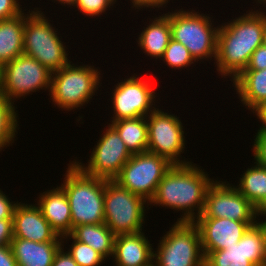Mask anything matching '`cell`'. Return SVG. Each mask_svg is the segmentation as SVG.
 <instances>
[{
  "label": "cell",
  "mask_w": 266,
  "mask_h": 266,
  "mask_svg": "<svg viewBox=\"0 0 266 266\" xmlns=\"http://www.w3.org/2000/svg\"><path fill=\"white\" fill-rule=\"evenodd\" d=\"M261 10L251 9L219 25L214 65L222 78L234 80L247 68L252 53L263 45L266 12Z\"/></svg>",
  "instance_id": "6da1fadb"
},
{
  "label": "cell",
  "mask_w": 266,
  "mask_h": 266,
  "mask_svg": "<svg viewBox=\"0 0 266 266\" xmlns=\"http://www.w3.org/2000/svg\"><path fill=\"white\" fill-rule=\"evenodd\" d=\"M198 166L193 162L173 165L158 184L149 205L181 211L183 216L177 222H194L203 212L207 189L214 181Z\"/></svg>",
  "instance_id": "7a4b0ae2"
},
{
  "label": "cell",
  "mask_w": 266,
  "mask_h": 266,
  "mask_svg": "<svg viewBox=\"0 0 266 266\" xmlns=\"http://www.w3.org/2000/svg\"><path fill=\"white\" fill-rule=\"evenodd\" d=\"M59 185L67 195L72 230L84 224L104 223L105 179L85 174L73 161Z\"/></svg>",
  "instance_id": "3957f363"
},
{
  "label": "cell",
  "mask_w": 266,
  "mask_h": 266,
  "mask_svg": "<svg viewBox=\"0 0 266 266\" xmlns=\"http://www.w3.org/2000/svg\"><path fill=\"white\" fill-rule=\"evenodd\" d=\"M70 61L62 69L52 72L50 98L62 111H71L88 104L101 87V71L94 65H76Z\"/></svg>",
  "instance_id": "277c9868"
},
{
  "label": "cell",
  "mask_w": 266,
  "mask_h": 266,
  "mask_svg": "<svg viewBox=\"0 0 266 266\" xmlns=\"http://www.w3.org/2000/svg\"><path fill=\"white\" fill-rule=\"evenodd\" d=\"M34 8L29 9L24 23L23 54L33 57L51 72L62 69L70 60L68 49L58 36V29L51 25L46 15Z\"/></svg>",
  "instance_id": "5b68a950"
},
{
  "label": "cell",
  "mask_w": 266,
  "mask_h": 266,
  "mask_svg": "<svg viewBox=\"0 0 266 266\" xmlns=\"http://www.w3.org/2000/svg\"><path fill=\"white\" fill-rule=\"evenodd\" d=\"M208 15L183 8L170 12L172 39L182 43L197 63L207 58L216 59L219 25L214 27V21Z\"/></svg>",
  "instance_id": "8992f818"
},
{
  "label": "cell",
  "mask_w": 266,
  "mask_h": 266,
  "mask_svg": "<svg viewBox=\"0 0 266 266\" xmlns=\"http://www.w3.org/2000/svg\"><path fill=\"white\" fill-rule=\"evenodd\" d=\"M148 205L142 196L105 179L104 223L115 235L142 232Z\"/></svg>",
  "instance_id": "52a82bcc"
},
{
  "label": "cell",
  "mask_w": 266,
  "mask_h": 266,
  "mask_svg": "<svg viewBox=\"0 0 266 266\" xmlns=\"http://www.w3.org/2000/svg\"><path fill=\"white\" fill-rule=\"evenodd\" d=\"M153 251V266H205L200 234L193 222H177Z\"/></svg>",
  "instance_id": "ba28073f"
},
{
  "label": "cell",
  "mask_w": 266,
  "mask_h": 266,
  "mask_svg": "<svg viewBox=\"0 0 266 266\" xmlns=\"http://www.w3.org/2000/svg\"><path fill=\"white\" fill-rule=\"evenodd\" d=\"M52 72L39 61L21 54L3 65L0 93L12 104L39 90L50 92Z\"/></svg>",
  "instance_id": "9c48e42d"
},
{
  "label": "cell",
  "mask_w": 266,
  "mask_h": 266,
  "mask_svg": "<svg viewBox=\"0 0 266 266\" xmlns=\"http://www.w3.org/2000/svg\"><path fill=\"white\" fill-rule=\"evenodd\" d=\"M147 152L167 159L173 165H184L192 161L181 160L186 148L184 126L179 117L155 108L147 117ZM181 155V156H180Z\"/></svg>",
  "instance_id": "30bf717a"
},
{
  "label": "cell",
  "mask_w": 266,
  "mask_h": 266,
  "mask_svg": "<svg viewBox=\"0 0 266 266\" xmlns=\"http://www.w3.org/2000/svg\"><path fill=\"white\" fill-rule=\"evenodd\" d=\"M172 166L167 159L150 152L132 154L113 180L150 202L158 184Z\"/></svg>",
  "instance_id": "8fae6325"
},
{
  "label": "cell",
  "mask_w": 266,
  "mask_h": 266,
  "mask_svg": "<svg viewBox=\"0 0 266 266\" xmlns=\"http://www.w3.org/2000/svg\"><path fill=\"white\" fill-rule=\"evenodd\" d=\"M152 84L147 79H140L135 73L130 78L116 83L110 97L112 99L111 109H114L110 122L147 117L156 106L157 93Z\"/></svg>",
  "instance_id": "7c38bea8"
},
{
  "label": "cell",
  "mask_w": 266,
  "mask_h": 266,
  "mask_svg": "<svg viewBox=\"0 0 266 266\" xmlns=\"http://www.w3.org/2000/svg\"><path fill=\"white\" fill-rule=\"evenodd\" d=\"M99 138L97 145L91 151L87 165L75 159L73 162L89 176L113 180L132 154L110 124Z\"/></svg>",
  "instance_id": "4fadbf2b"
},
{
  "label": "cell",
  "mask_w": 266,
  "mask_h": 266,
  "mask_svg": "<svg viewBox=\"0 0 266 266\" xmlns=\"http://www.w3.org/2000/svg\"><path fill=\"white\" fill-rule=\"evenodd\" d=\"M199 217L227 218L247 222L253 226L256 222L255 207L226 181H213L207 189L205 204Z\"/></svg>",
  "instance_id": "5bb4252c"
},
{
  "label": "cell",
  "mask_w": 266,
  "mask_h": 266,
  "mask_svg": "<svg viewBox=\"0 0 266 266\" xmlns=\"http://www.w3.org/2000/svg\"><path fill=\"white\" fill-rule=\"evenodd\" d=\"M205 266H266L263 235L254 224L238 243L205 255Z\"/></svg>",
  "instance_id": "9a60e30c"
},
{
  "label": "cell",
  "mask_w": 266,
  "mask_h": 266,
  "mask_svg": "<svg viewBox=\"0 0 266 266\" xmlns=\"http://www.w3.org/2000/svg\"><path fill=\"white\" fill-rule=\"evenodd\" d=\"M193 223L198 228L204 255L238 243L250 227L247 222L227 218L198 217Z\"/></svg>",
  "instance_id": "2e32d148"
},
{
  "label": "cell",
  "mask_w": 266,
  "mask_h": 266,
  "mask_svg": "<svg viewBox=\"0 0 266 266\" xmlns=\"http://www.w3.org/2000/svg\"><path fill=\"white\" fill-rule=\"evenodd\" d=\"M13 236L35 242H62L36 203L17 204L13 215Z\"/></svg>",
  "instance_id": "e0dca14e"
},
{
  "label": "cell",
  "mask_w": 266,
  "mask_h": 266,
  "mask_svg": "<svg viewBox=\"0 0 266 266\" xmlns=\"http://www.w3.org/2000/svg\"><path fill=\"white\" fill-rule=\"evenodd\" d=\"M151 241L144 232L116 235L112 258L115 266H153Z\"/></svg>",
  "instance_id": "ac0fdd59"
},
{
  "label": "cell",
  "mask_w": 266,
  "mask_h": 266,
  "mask_svg": "<svg viewBox=\"0 0 266 266\" xmlns=\"http://www.w3.org/2000/svg\"><path fill=\"white\" fill-rule=\"evenodd\" d=\"M35 202L53 230L60 236L72 233L71 209L64 190L59 186L39 194Z\"/></svg>",
  "instance_id": "d6986e66"
},
{
  "label": "cell",
  "mask_w": 266,
  "mask_h": 266,
  "mask_svg": "<svg viewBox=\"0 0 266 266\" xmlns=\"http://www.w3.org/2000/svg\"><path fill=\"white\" fill-rule=\"evenodd\" d=\"M62 242H35L13 238L10 247L17 266H52Z\"/></svg>",
  "instance_id": "ffe728a7"
},
{
  "label": "cell",
  "mask_w": 266,
  "mask_h": 266,
  "mask_svg": "<svg viewBox=\"0 0 266 266\" xmlns=\"http://www.w3.org/2000/svg\"><path fill=\"white\" fill-rule=\"evenodd\" d=\"M152 20L150 18L149 24L143 27V30L138 36V46L145 55L151 57L155 60L161 57L164 54L165 49L167 48L171 37V27H170V12L163 13L158 17L154 16Z\"/></svg>",
  "instance_id": "44dd1931"
},
{
  "label": "cell",
  "mask_w": 266,
  "mask_h": 266,
  "mask_svg": "<svg viewBox=\"0 0 266 266\" xmlns=\"http://www.w3.org/2000/svg\"><path fill=\"white\" fill-rule=\"evenodd\" d=\"M232 82L243 106L251 112L266 103V69L243 70Z\"/></svg>",
  "instance_id": "7402d4cb"
},
{
  "label": "cell",
  "mask_w": 266,
  "mask_h": 266,
  "mask_svg": "<svg viewBox=\"0 0 266 266\" xmlns=\"http://www.w3.org/2000/svg\"><path fill=\"white\" fill-rule=\"evenodd\" d=\"M26 11L16 17L0 21V63L2 65L23 54Z\"/></svg>",
  "instance_id": "603a6c76"
},
{
  "label": "cell",
  "mask_w": 266,
  "mask_h": 266,
  "mask_svg": "<svg viewBox=\"0 0 266 266\" xmlns=\"http://www.w3.org/2000/svg\"><path fill=\"white\" fill-rule=\"evenodd\" d=\"M71 235L100 253L105 259L113 255L116 235L105 223L84 224L73 228Z\"/></svg>",
  "instance_id": "cb8c5ba5"
},
{
  "label": "cell",
  "mask_w": 266,
  "mask_h": 266,
  "mask_svg": "<svg viewBox=\"0 0 266 266\" xmlns=\"http://www.w3.org/2000/svg\"><path fill=\"white\" fill-rule=\"evenodd\" d=\"M109 124L118 132L131 154L147 152L148 124L146 117L122 119Z\"/></svg>",
  "instance_id": "d4e9b609"
},
{
  "label": "cell",
  "mask_w": 266,
  "mask_h": 266,
  "mask_svg": "<svg viewBox=\"0 0 266 266\" xmlns=\"http://www.w3.org/2000/svg\"><path fill=\"white\" fill-rule=\"evenodd\" d=\"M255 165L240 175L237 190L256 207L266 197V168Z\"/></svg>",
  "instance_id": "484cf974"
},
{
  "label": "cell",
  "mask_w": 266,
  "mask_h": 266,
  "mask_svg": "<svg viewBox=\"0 0 266 266\" xmlns=\"http://www.w3.org/2000/svg\"><path fill=\"white\" fill-rule=\"evenodd\" d=\"M15 108L17 109L0 93V151L12 145L18 134L19 116Z\"/></svg>",
  "instance_id": "4316f807"
},
{
  "label": "cell",
  "mask_w": 266,
  "mask_h": 266,
  "mask_svg": "<svg viewBox=\"0 0 266 266\" xmlns=\"http://www.w3.org/2000/svg\"><path fill=\"white\" fill-rule=\"evenodd\" d=\"M62 244L65 239H72V244L69 245L68 253L72 256L78 266H100L106 260L100 253L85 243L76 240L71 234L61 237Z\"/></svg>",
  "instance_id": "83f0119b"
},
{
  "label": "cell",
  "mask_w": 266,
  "mask_h": 266,
  "mask_svg": "<svg viewBox=\"0 0 266 266\" xmlns=\"http://www.w3.org/2000/svg\"><path fill=\"white\" fill-rule=\"evenodd\" d=\"M160 60L166 62L165 65L168 67L178 70L190 67L191 64L197 62L182 43L173 39L170 40Z\"/></svg>",
  "instance_id": "f1b7e54d"
},
{
  "label": "cell",
  "mask_w": 266,
  "mask_h": 266,
  "mask_svg": "<svg viewBox=\"0 0 266 266\" xmlns=\"http://www.w3.org/2000/svg\"><path fill=\"white\" fill-rule=\"evenodd\" d=\"M116 2L117 0H77L74 7L78 8L82 15L92 18L100 16L108 9L110 10Z\"/></svg>",
  "instance_id": "f546056e"
},
{
  "label": "cell",
  "mask_w": 266,
  "mask_h": 266,
  "mask_svg": "<svg viewBox=\"0 0 266 266\" xmlns=\"http://www.w3.org/2000/svg\"><path fill=\"white\" fill-rule=\"evenodd\" d=\"M254 136L253 156L256 164L266 168V132H257Z\"/></svg>",
  "instance_id": "4dcf8cb0"
},
{
  "label": "cell",
  "mask_w": 266,
  "mask_h": 266,
  "mask_svg": "<svg viewBox=\"0 0 266 266\" xmlns=\"http://www.w3.org/2000/svg\"><path fill=\"white\" fill-rule=\"evenodd\" d=\"M19 0H0V21L18 16L23 11Z\"/></svg>",
  "instance_id": "1f68e13d"
},
{
  "label": "cell",
  "mask_w": 266,
  "mask_h": 266,
  "mask_svg": "<svg viewBox=\"0 0 266 266\" xmlns=\"http://www.w3.org/2000/svg\"><path fill=\"white\" fill-rule=\"evenodd\" d=\"M263 69H266V47L261 45L252 53L250 62L245 70Z\"/></svg>",
  "instance_id": "d6a6232c"
},
{
  "label": "cell",
  "mask_w": 266,
  "mask_h": 266,
  "mask_svg": "<svg viewBox=\"0 0 266 266\" xmlns=\"http://www.w3.org/2000/svg\"><path fill=\"white\" fill-rule=\"evenodd\" d=\"M10 201L8 195L0 190V220L13 219L15 207L19 202Z\"/></svg>",
  "instance_id": "836d02e7"
},
{
  "label": "cell",
  "mask_w": 266,
  "mask_h": 266,
  "mask_svg": "<svg viewBox=\"0 0 266 266\" xmlns=\"http://www.w3.org/2000/svg\"><path fill=\"white\" fill-rule=\"evenodd\" d=\"M13 237V219L0 220V246L10 245Z\"/></svg>",
  "instance_id": "e575fe53"
},
{
  "label": "cell",
  "mask_w": 266,
  "mask_h": 266,
  "mask_svg": "<svg viewBox=\"0 0 266 266\" xmlns=\"http://www.w3.org/2000/svg\"><path fill=\"white\" fill-rule=\"evenodd\" d=\"M130 1L132 3L131 9H133L135 7V10L136 9L141 10L143 8L144 9L150 8V10H151V8H152V10H153V8L154 9L158 8L157 10H159V8H165L166 5L169 3L168 2L169 0H130Z\"/></svg>",
  "instance_id": "d590c367"
},
{
  "label": "cell",
  "mask_w": 266,
  "mask_h": 266,
  "mask_svg": "<svg viewBox=\"0 0 266 266\" xmlns=\"http://www.w3.org/2000/svg\"><path fill=\"white\" fill-rule=\"evenodd\" d=\"M64 244L56 252L52 266H78L68 251L64 252Z\"/></svg>",
  "instance_id": "8d00e7d4"
},
{
  "label": "cell",
  "mask_w": 266,
  "mask_h": 266,
  "mask_svg": "<svg viewBox=\"0 0 266 266\" xmlns=\"http://www.w3.org/2000/svg\"><path fill=\"white\" fill-rule=\"evenodd\" d=\"M0 266H17L10 245L0 246Z\"/></svg>",
  "instance_id": "74e56055"
},
{
  "label": "cell",
  "mask_w": 266,
  "mask_h": 266,
  "mask_svg": "<svg viewBox=\"0 0 266 266\" xmlns=\"http://www.w3.org/2000/svg\"><path fill=\"white\" fill-rule=\"evenodd\" d=\"M256 115L257 119L261 121V127L257 130V132H266V103L260 105L253 112Z\"/></svg>",
  "instance_id": "f35d334b"
},
{
  "label": "cell",
  "mask_w": 266,
  "mask_h": 266,
  "mask_svg": "<svg viewBox=\"0 0 266 266\" xmlns=\"http://www.w3.org/2000/svg\"><path fill=\"white\" fill-rule=\"evenodd\" d=\"M258 216H263V218L266 217V197L255 207L256 220Z\"/></svg>",
  "instance_id": "ab89813d"
},
{
  "label": "cell",
  "mask_w": 266,
  "mask_h": 266,
  "mask_svg": "<svg viewBox=\"0 0 266 266\" xmlns=\"http://www.w3.org/2000/svg\"><path fill=\"white\" fill-rule=\"evenodd\" d=\"M258 220H256L255 224L259 227L262 235H263V241H264V248H265V252H266V219L259 221L260 219L257 218ZM259 221V222H258Z\"/></svg>",
  "instance_id": "60d3db41"
},
{
  "label": "cell",
  "mask_w": 266,
  "mask_h": 266,
  "mask_svg": "<svg viewBox=\"0 0 266 266\" xmlns=\"http://www.w3.org/2000/svg\"><path fill=\"white\" fill-rule=\"evenodd\" d=\"M54 1V3L57 1L59 2L61 5H68L70 8L73 6H75L77 0H52Z\"/></svg>",
  "instance_id": "b9f144b4"
},
{
  "label": "cell",
  "mask_w": 266,
  "mask_h": 266,
  "mask_svg": "<svg viewBox=\"0 0 266 266\" xmlns=\"http://www.w3.org/2000/svg\"><path fill=\"white\" fill-rule=\"evenodd\" d=\"M2 78H3V65L0 63V89L2 86Z\"/></svg>",
  "instance_id": "7bdbcfd3"
},
{
  "label": "cell",
  "mask_w": 266,
  "mask_h": 266,
  "mask_svg": "<svg viewBox=\"0 0 266 266\" xmlns=\"http://www.w3.org/2000/svg\"><path fill=\"white\" fill-rule=\"evenodd\" d=\"M255 2H256V4H257V2H258V4H263V6L262 7H266L265 5H266V0H254Z\"/></svg>",
  "instance_id": "ee69618b"
},
{
  "label": "cell",
  "mask_w": 266,
  "mask_h": 266,
  "mask_svg": "<svg viewBox=\"0 0 266 266\" xmlns=\"http://www.w3.org/2000/svg\"><path fill=\"white\" fill-rule=\"evenodd\" d=\"M263 45L266 47V27L263 34Z\"/></svg>",
  "instance_id": "f6af8a7d"
}]
</instances>
